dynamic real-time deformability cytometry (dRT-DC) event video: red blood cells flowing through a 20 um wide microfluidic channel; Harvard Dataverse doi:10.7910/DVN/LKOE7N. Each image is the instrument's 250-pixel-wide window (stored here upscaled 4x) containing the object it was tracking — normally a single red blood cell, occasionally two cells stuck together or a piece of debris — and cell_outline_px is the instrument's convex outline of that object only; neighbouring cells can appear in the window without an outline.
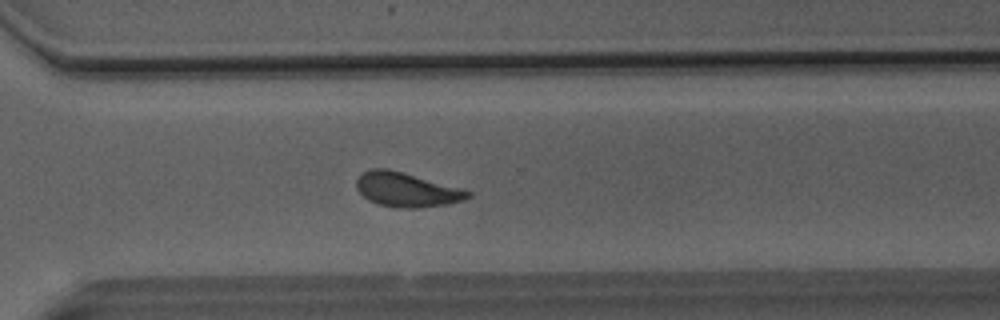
{"species": "Egyptian fruit bat (a non-hibernating species)", "species_latin": "Rousettus aegyptiacus", "temperature_condition": "room temperature", "stored_images_in_passage": 49, "camera_frame_rate_fps": 3000, "um_per_image_px": 0.085, "animal": {"sex": "male"}, "frame": {"image": 1, "passage_image": 35, "time_ms": 11.333, "image_size_px": [1000, 320], "cell_outline_px": [[472, 196], [464, 200], [448, 204], [416, 208], [396, 208], [380, 204], [368, 200], [356, 188], [356, 180], [364, 172], [372, 168], [388, 168], [404, 172], [464, 188], [472, 192]], "centroid_in_image_um": [34.61, 16.12], "position_along_channel_um": 336.0, "area_um2": 22.54}}
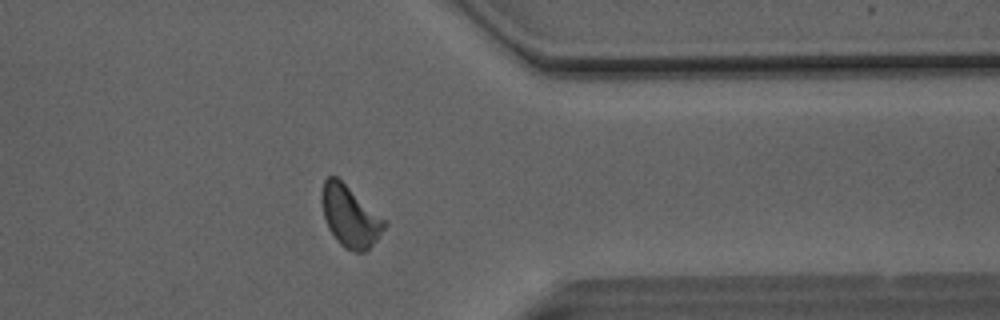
{"frame": {"image": 2, "passage_image": 39, "time_ms": 12.667, "image_size_px": [1000, 320], "cell_outline_px": [[388, 224], [376, 240], [364, 252], [356, 252], [344, 248], [336, 240], [328, 228], [324, 216], [320, 200], [320, 192], [324, 180], [328, 176], [336, 176], [388, 220]], "centroid_in_image_um": [29.75, 18.37], "position_along_channel_um": 381.6, "area_um2": 22.66}}
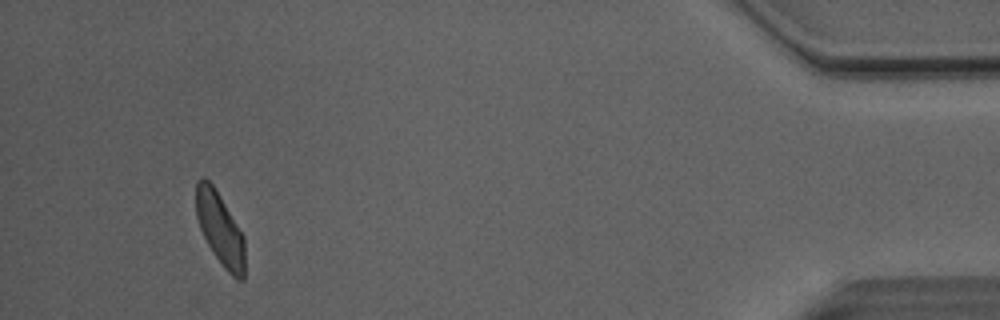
{"frame": {"image": 3, "passage_image": 46, "time_ms": 15.0, "image_size_px": [1000, 320], "cell_outline_px": [[244, 280], [236, 280], [224, 268], [208, 244], [200, 228], [196, 216], [196, 180], [200, 176], [204, 176], [212, 184], [244, 236]], "centroid_in_image_um": [18.69, 19.45], "position_along_channel_um": 416.5, "area_um2": 20.4}, "authors_computed_cell_mechanics": {"area_um2": 22.1374, "velocity_mm_per_s": 4.079, "shape_relaxation_time_tau1_ms": 5.5853, "shape_relaxation_time_tau2_ms": 1.3851, "deformation_change_tau1": 0.1425, "deformation_change_tau2": 0.072}}